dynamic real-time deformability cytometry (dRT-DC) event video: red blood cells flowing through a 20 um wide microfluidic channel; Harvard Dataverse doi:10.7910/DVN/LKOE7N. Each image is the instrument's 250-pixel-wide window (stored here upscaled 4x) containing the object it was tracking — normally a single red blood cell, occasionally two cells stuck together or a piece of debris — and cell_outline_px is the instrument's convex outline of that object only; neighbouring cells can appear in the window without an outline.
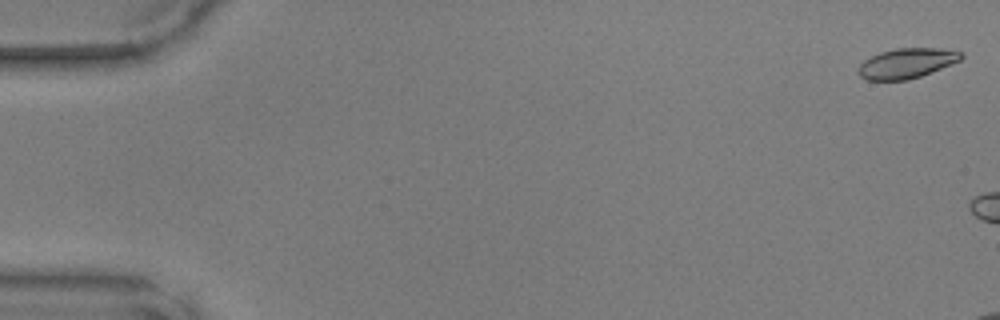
{"species": "common noctule bat (a hibernating species)", "species_latin": "Nyctalus noctula", "temperature_condition": "warm", "stored_images_in_passage": 7, "camera_frame_rate_fps": 3000, "um_per_image_px": 0.085, "animal": {"sex": "male", "body_mass_g": 17.9, "forearm_length_mm": 54.2}, "frame": {"image": 1, "passage_image": 1, "time_ms": 0.0, "image_size_px": [1000, 320], "cell_outline_px": [[964, 56], [960, 60], [920, 76], [908, 80], [868, 80], [860, 76], [860, 64], [864, 60], [880, 52], [896, 48], [936, 48], [960, 52]], "centroid_in_image_um": [77.05, 5.37], "position_along_channel_um": 8.0, "area_um2": 17.57}}